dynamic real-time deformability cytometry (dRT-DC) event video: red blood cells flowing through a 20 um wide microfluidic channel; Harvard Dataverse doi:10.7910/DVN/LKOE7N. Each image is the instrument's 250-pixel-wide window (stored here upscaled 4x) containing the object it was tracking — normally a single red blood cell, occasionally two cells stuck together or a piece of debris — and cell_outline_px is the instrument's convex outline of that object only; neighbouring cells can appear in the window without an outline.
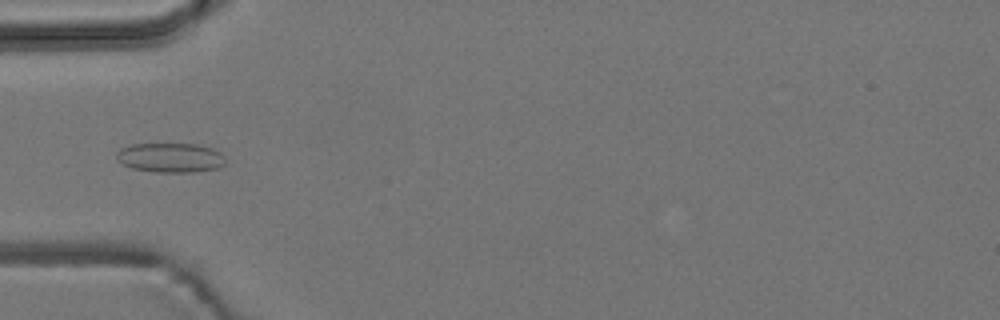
{"species": "common noctule bat (a hibernating species)", "species_latin": "Nyctalus noctula", "temperature_condition": "room temperature", "stored_images_in_passage": 4, "camera_frame_rate_fps": 3000, "um_per_image_px": 0.085, "animal": {"sex": "male", "body_mass_g": 19.2, "forearm_length_mm": 51.8}, "frame": {"image": 1, "passage_image": 4, "time_ms": 4.333, "image_size_px": [1000, 320], "cell_outline_px": [[224, 164], [220, 168], [196, 172], [156, 172], [132, 168], [116, 160], [116, 152], [120, 148], [132, 144], [196, 144], [212, 148], [220, 152], [224, 156]], "centroid_in_image_um": [14.49, 13.4], "position_along_channel_um": 70.5, "area_um2": 18.84}}